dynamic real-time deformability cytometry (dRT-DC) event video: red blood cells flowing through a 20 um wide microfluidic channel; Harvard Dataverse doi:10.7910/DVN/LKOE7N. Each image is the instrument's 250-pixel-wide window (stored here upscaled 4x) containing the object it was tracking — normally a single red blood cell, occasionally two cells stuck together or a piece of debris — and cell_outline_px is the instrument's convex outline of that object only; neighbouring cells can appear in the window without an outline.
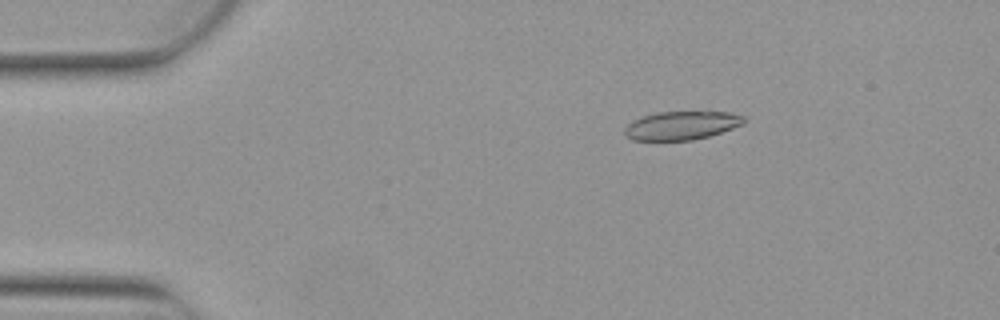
{"species": "Egyptian fruit bat (a non-hibernating species)", "species_latin": "Rousettus aegyptiacus", "temperature_condition": "warm", "stored_images_in_passage": 3, "camera_frame_rate_fps": 3000, "um_per_image_px": 0.085, "animal": {"sex": "female"}, "frame": {"image": 1, "passage_image": 2, "time_ms": 0.333, "image_size_px": [1000, 320], "cell_outline_px": [[748, 120], [744, 124], [708, 136], [692, 140], [632, 140], [624, 132], [624, 128], [628, 124], [644, 116], [656, 112], [728, 112], [744, 116]], "centroid_in_image_um": [57.97, 10.66], "position_along_channel_um": 27.0, "area_um2": 19.59}}